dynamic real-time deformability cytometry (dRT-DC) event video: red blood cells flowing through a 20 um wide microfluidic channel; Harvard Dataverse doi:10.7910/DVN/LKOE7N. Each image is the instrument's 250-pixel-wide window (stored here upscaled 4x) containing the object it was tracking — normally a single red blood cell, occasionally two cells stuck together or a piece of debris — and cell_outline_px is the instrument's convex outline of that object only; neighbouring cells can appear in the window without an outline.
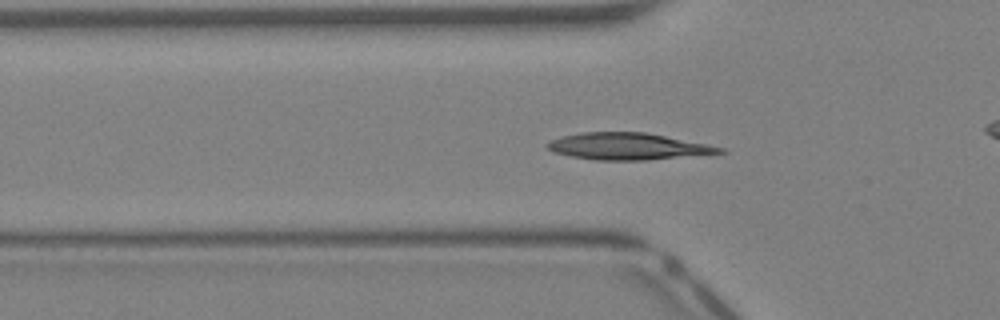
{"species": "Egyptian fruit bat (a non-hibernating species)", "species_latin": "Rousettus aegyptiacus", "temperature_condition": "warm", "stored_images_in_passage": 34, "camera_frame_rate_fps": 3000, "um_per_image_px": 0.085, "animal": {"sex": "female"}, "frame": {"image": 1, "passage_image": 10, "time_ms": 3.0, "image_size_px": [1000, 320], "cell_outline_px": [[728, 152], [648, 160], [596, 160], [572, 156], [552, 152], [544, 144], [560, 136], [580, 132], [644, 132], [724, 148]], "centroid_in_image_um": [53.31, 12.44], "position_along_channel_um": 72.5, "area_um2": 26.65}}
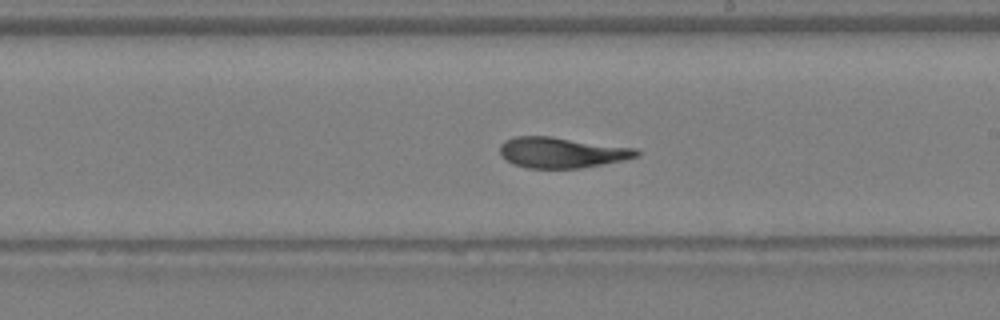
{"frame": {"image": 2, "passage_image": 20, "time_ms": 6.333, "image_size_px": [1000, 320], "cell_outline_px": [[640, 156], [624, 160], [580, 168], [528, 168], [512, 164], [504, 160], [500, 152], [500, 144], [504, 140], [516, 136], [548, 136], [636, 148], [640, 152]], "centroid_in_image_um": [47.72, 12.97], "position_along_channel_um": 241.3, "area_um2": 24.45}}
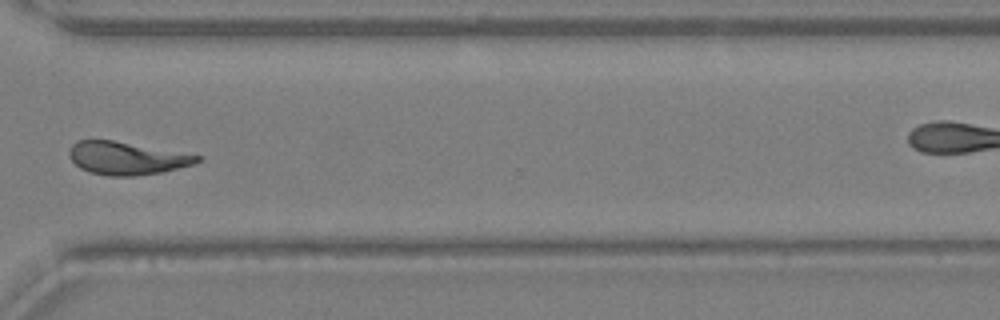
{"frame": {"image": 3, "passage_image": 27, "time_ms": 8.667, "image_size_px": [1000, 320], "cell_outline_px": [[204, 156], [200, 160], [192, 164], [164, 172], [136, 176], [108, 176], [88, 172], [80, 168], [68, 156], [68, 152], [72, 144], [76, 140], [112, 140]], "centroid_in_image_um": [10.75, 13.45], "position_along_channel_um": 359.9, "area_um2": 24.57}}